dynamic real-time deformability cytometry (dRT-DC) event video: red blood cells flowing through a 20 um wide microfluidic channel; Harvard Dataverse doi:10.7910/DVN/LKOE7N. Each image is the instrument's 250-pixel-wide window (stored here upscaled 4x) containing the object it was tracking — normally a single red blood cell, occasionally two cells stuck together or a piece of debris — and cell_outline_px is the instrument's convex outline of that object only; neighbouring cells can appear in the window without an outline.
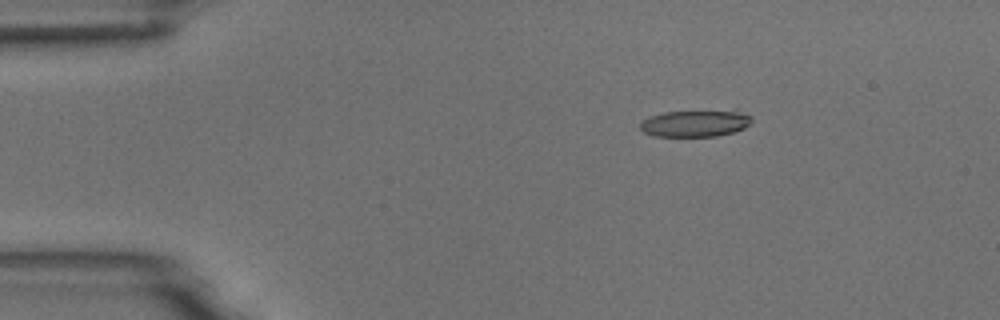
{"species": "common noctule bat (a hibernating species)", "species_latin": "Nyctalus noctula", "temperature_condition": "room temperature", "stored_images_in_passage": 12, "camera_frame_rate_fps": 3000, "um_per_image_px": 0.085, "animal": {"sex": "male", "body_mass_g": 18.8}, "frame": {"image": 1, "passage_image": 1, "time_ms": 0.0, "image_size_px": [1000, 320], "cell_outline_px": [[752, 120], [744, 128], [732, 132], [716, 136], [656, 136], [644, 132], [640, 128], [640, 124], [648, 116], [664, 112], [736, 112], [752, 116]], "centroid_in_image_um": [59.03, 10.51], "position_along_channel_um": 26.0, "area_um2": 16.7}}
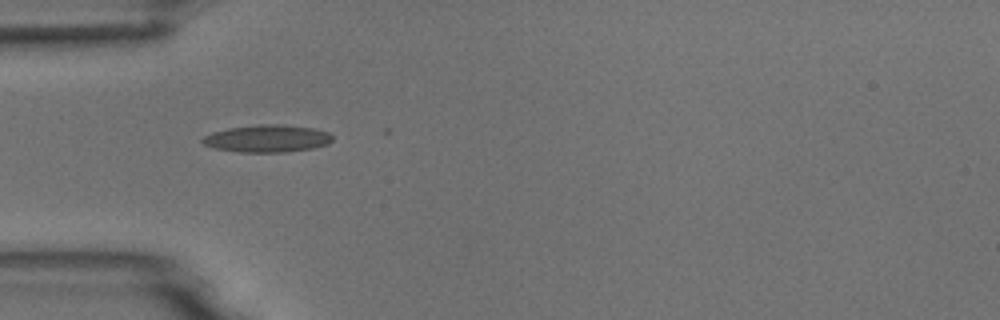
{"frame": {"image": 2, "passage_image": 9, "time_ms": 2.667, "image_size_px": [1000, 320], "cell_outline_px": [[332, 140], [328, 144], [312, 148], [284, 152], [240, 152], [212, 148], [204, 144], [200, 140], [204, 136], [212, 132], [228, 128], [260, 124], [280, 124], [312, 128], [328, 132], [332, 136]], "centroid_in_image_um": [22.68, 11.77], "position_along_channel_um": 62.3, "area_um2": 20.69}}